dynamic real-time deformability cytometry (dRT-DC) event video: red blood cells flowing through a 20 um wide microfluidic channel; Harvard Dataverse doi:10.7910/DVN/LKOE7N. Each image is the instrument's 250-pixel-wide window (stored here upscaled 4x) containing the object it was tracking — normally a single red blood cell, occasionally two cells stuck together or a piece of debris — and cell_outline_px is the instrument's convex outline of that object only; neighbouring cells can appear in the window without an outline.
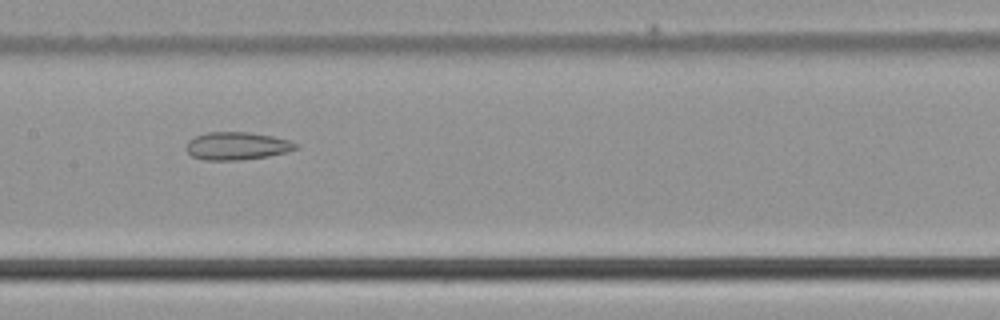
{"species": "common noctule bat (a hibernating species)", "species_latin": "Nyctalus noctula", "temperature_condition": "cold", "stored_images_in_passage": 40, "camera_frame_rate_fps": 3000, "um_per_image_px": 0.085, "animal": {"sex": "male", "body_mass_g": 21.5, "forearm_length_mm": 52.0}, "frame": {"image": 1, "passage_image": 21, "time_ms": 6.667, "image_size_px": [1000, 320], "cell_outline_px": [[300, 148], [288, 152], [268, 156], [240, 160], [204, 160], [192, 156], [188, 152], [188, 140], [192, 136], [208, 132], [248, 132], [272, 136], [292, 140], [300, 144]], "centroid_in_image_um": [20.2, 12.4], "position_along_channel_um": 187.2, "area_um2": 17.98}}
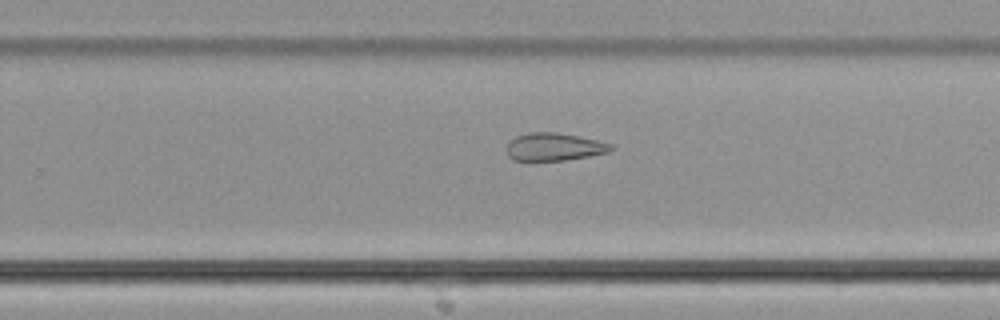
{"frame": {"image": 2, "passage_image": 28, "time_ms": 9.0, "image_size_px": [1000, 320], "cell_outline_px": [[612, 148], [608, 152], [588, 156], [564, 160], [512, 160], [508, 156], [508, 140], [516, 136], [528, 132], [556, 132], [596, 140], [612, 144]], "centroid_in_image_um": [47.06, 12.47], "position_along_channel_um": 282.7, "area_um2": 16.65}}
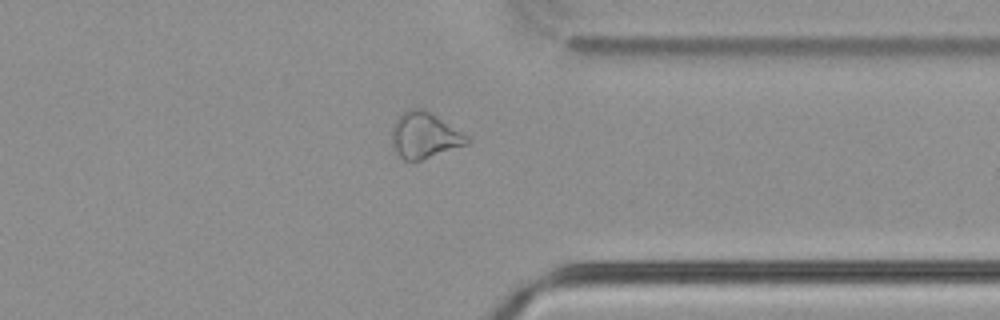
{"frame": {"image": 3, "passage_image": 35, "time_ms": 11.333, "image_size_px": [1000, 320], "cell_outline_px": [[472, 140], [468, 144], [420, 160], [404, 160], [400, 156], [392, 144], [392, 128], [396, 120], [404, 112], [412, 108], [424, 108], [432, 112], [468, 136]], "centroid_in_image_um": [36.11, 11.49], "position_along_channel_um": 375.3, "area_um2": 19.94}}